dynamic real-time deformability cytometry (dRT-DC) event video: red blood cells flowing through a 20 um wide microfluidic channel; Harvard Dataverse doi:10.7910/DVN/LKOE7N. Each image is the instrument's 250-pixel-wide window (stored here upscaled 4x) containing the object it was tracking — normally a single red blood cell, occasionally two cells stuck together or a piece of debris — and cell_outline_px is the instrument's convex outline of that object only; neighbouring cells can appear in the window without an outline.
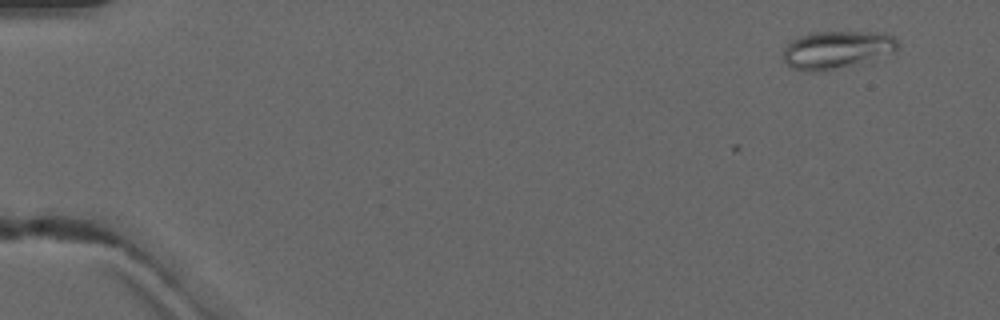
{"species": "common noctule bat (a hibernating species)", "species_latin": "Nyctalus noctula", "temperature_condition": "warm", "stored_images_in_passage": 3, "camera_frame_rate_fps": 3000, "um_per_image_px": 0.085, "animal": {"sex": "male", "forearm_length_mm": 52.5}, "frame": {"image": 1, "passage_image": 1, "time_ms": 0.0, "image_size_px": [1000, 320], "cell_outline_px": [[896, 52], [872, 64], [816, 72], [812, 72], [792, 68], [784, 60], [784, 48], [792, 40], [800, 36], [812, 32], [876, 32], [892, 36], [896, 40]], "centroid_in_image_um": [71.21, 4.27], "position_along_channel_um": 13.8, "area_um2": 25.95}}